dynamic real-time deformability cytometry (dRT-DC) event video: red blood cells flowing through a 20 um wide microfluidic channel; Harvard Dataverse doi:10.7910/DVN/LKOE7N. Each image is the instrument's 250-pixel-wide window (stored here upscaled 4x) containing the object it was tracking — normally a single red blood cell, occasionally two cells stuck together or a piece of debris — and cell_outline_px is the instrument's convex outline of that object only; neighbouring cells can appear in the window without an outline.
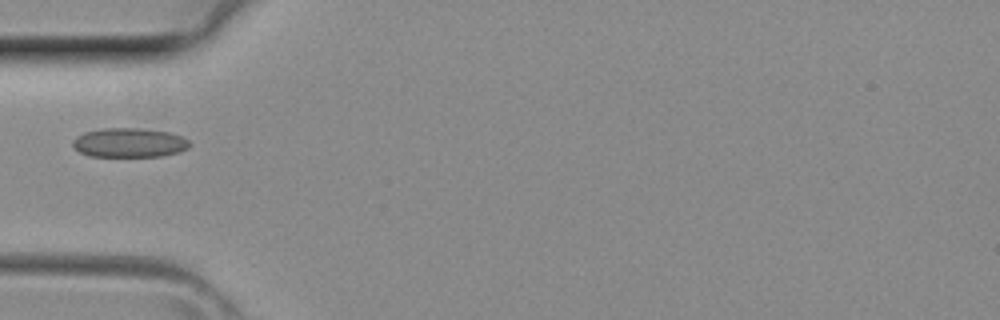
{"species": "common noctule bat (a hibernating species)", "species_latin": "Nyctalus noctula", "temperature_condition": "room temperature", "stored_images_in_passage": 1, "camera_frame_rate_fps": 3000, "um_per_image_px": 0.085, "animal": {"sex": "female", "body_mass_g": 29.2, "forearm_length_mm": 56.3}, "frame": {"image": 1, "passage_image": 1, "time_ms": 0.0, "image_size_px": [1000, 320], "cell_outline_px": [[192, 144], [188, 148], [180, 152], [160, 156], [88, 156], [80, 152], [72, 144], [72, 140], [76, 136], [84, 132], [104, 128], [140, 128], [168, 132], [180, 136], [188, 140]], "centroid_in_image_um": [10.99, 12.12], "position_along_channel_um": 74.0, "area_um2": 19.94}}